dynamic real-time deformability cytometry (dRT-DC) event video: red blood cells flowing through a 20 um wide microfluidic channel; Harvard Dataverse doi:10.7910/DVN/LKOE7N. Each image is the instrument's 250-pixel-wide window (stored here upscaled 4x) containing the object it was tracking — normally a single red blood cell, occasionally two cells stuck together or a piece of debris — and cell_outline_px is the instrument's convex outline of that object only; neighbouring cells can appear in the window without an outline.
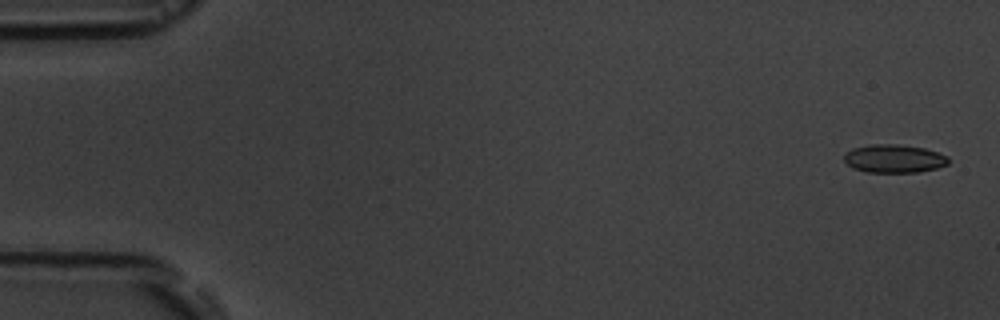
{"species": "common noctule bat (a hibernating species)", "species_latin": "Nyctalus noctula", "temperature_condition": "room temperature", "stored_images_in_passage": 11, "camera_frame_rate_fps": 3000, "um_per_image_px": 0.085, "animal": {"sex": "male", "body_mass_g": 19.5, "forearm_length_mm": 54.6}, "frame": {"image": 1, "passage_image": 1, "time_ms": 0.0, "image_size_px": [1000, 320], "cell_outline_px": [[948, 164], [936, 168], [920, 172], [868, 172], [852, 168], [844, 160], [844, 152], [852, 148], [868, 144], [896, 144], [924, 148], [948, 156]], "centroid_in_image_um": [75.96, 13.48], "position_along_channel_um": 9.0, "area_um2": 17.22}}
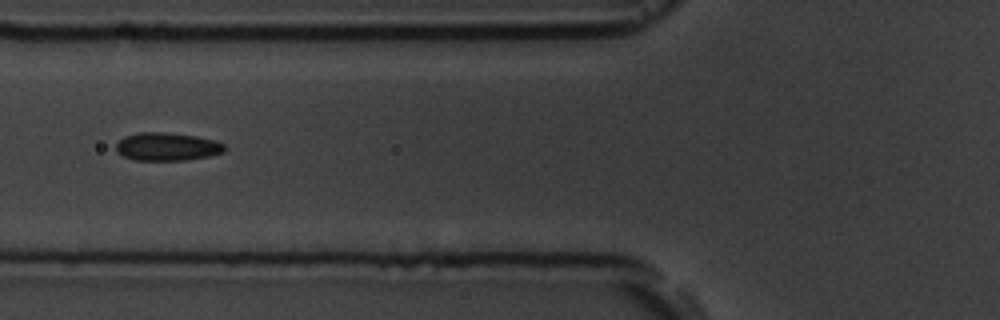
{"frame": {"image": 2, "passage_image": 6, "time_ms": 6.667, "image_size_px": [1000, 320], "cell_outline_px": [[224, 152], [208, 156], [188, 160], [136, 160], [124, 156], [116, 152], [116, 144], [124, 136], [140, 132], [164, 132], [196, 136], [212, 140], [224, 144]], "centroid_in_image_um": [14.17, 12.46], "position_along_channel_um": 111.6, "area_um2": 17.63}}
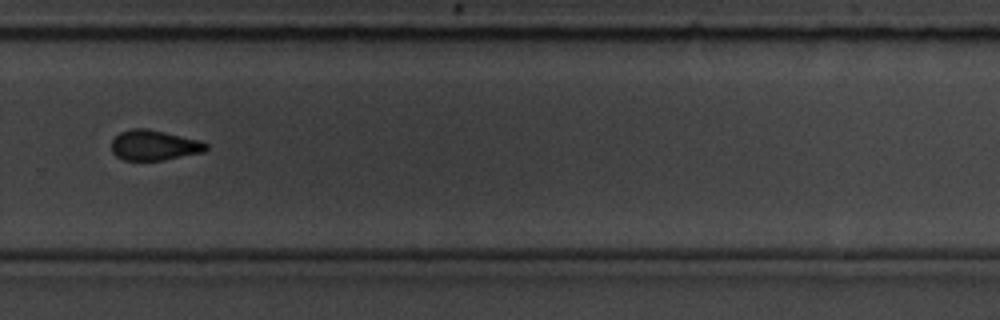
{"frame": {"image": 3, "passage_image": 11, "time_ms": 12.333, "image_size_px": [1000, 320], "cell_outline_px": [[208, 148], [204, 152], [164, 160], [124, 160], [116, 156], [112, 152], [112, 140], [120, 132], [132, 128], [148, 128], [200, 140], [208, 144]], "centroid_in_image_um": [13.11, 12.34], "position_along_channel_um": 316.7, "area_um2": 16.76}}